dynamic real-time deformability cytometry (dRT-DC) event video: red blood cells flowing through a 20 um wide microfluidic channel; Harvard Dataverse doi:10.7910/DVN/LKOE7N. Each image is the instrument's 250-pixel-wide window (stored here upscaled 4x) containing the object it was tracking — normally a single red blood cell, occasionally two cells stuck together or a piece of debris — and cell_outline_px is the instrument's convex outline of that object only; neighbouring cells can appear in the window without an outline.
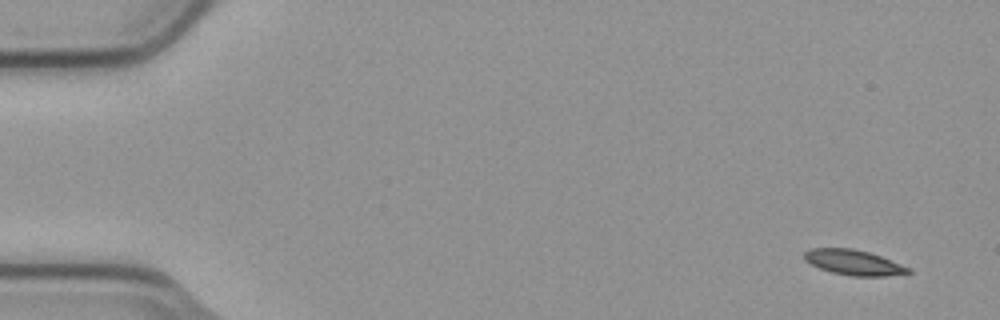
{"species": "common noctule bat (a hibernating species)", "species_latin": "Nyctalus noctula", "temperature_condition": "cold", "stored_images_in_passage": 6, "camera_frame_rate_fps": 3000, "um_per_image_px": 0.085, "animal": {"sex": "male", "body_mass_g": 23.1, "forearm_length_mm": 52.7}, "frame": {"image": 1, "passage_image": 1, "time_ms": 0.0, "image_size_px": [1000, 320], "cell_outline_px": [[912, 272], [884, 276], [852, 276], [832, 272], [820, 268], [804, 260], [804, 252], [812, 248], [852, 248], [868, 252], [880, 256], [912, 268]], "centroid_in_image_um": [72.57, 22.3], "position_along_channel_um": 12.4, "area_um2": 15.14}}
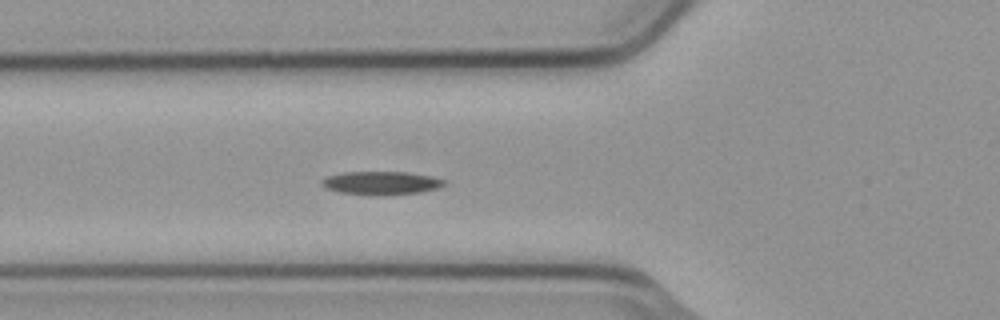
{"frame": {"image": 2, "passage_image": 6, "time_ms": 1.667, "image_size_px": [1000, 320], "cell_outline_px": [[444, 184], [436, 188], [420, 192], [384, 196], [340, 192], [324, 188], [320, 184], [320, 180], [328, 176], [344, 172], [408, 172], [432, 176], [444, 180]], "centroid_in_image_um": [32.36, 15.55], "position_along_channel_um": 93.4, "area_um2": 16.65}}